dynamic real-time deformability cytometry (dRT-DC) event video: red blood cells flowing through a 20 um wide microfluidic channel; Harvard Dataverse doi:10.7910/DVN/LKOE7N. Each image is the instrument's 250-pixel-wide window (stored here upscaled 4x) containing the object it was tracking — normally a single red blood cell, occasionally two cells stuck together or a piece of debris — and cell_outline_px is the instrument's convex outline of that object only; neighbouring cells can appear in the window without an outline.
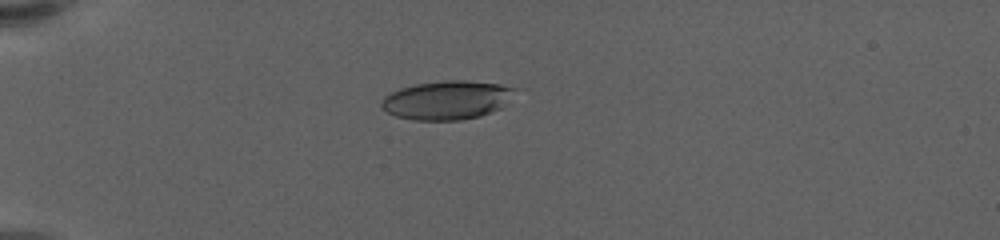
{"species": "human", "species_latin": "Homo sapiens", "temperature_condition": "warm", "stored_images_in_passage": 55, "camera_frame_rate_fps": 3000, "um_per_image_px": 0.085, "donor": {"sex": "female"}, "frame": {"image": 1, "passage_image": 11, "time_ms": 3.333, "image_size_px": [1000, 240], "cell_outline_px": [[524, 88], [500, 108], [480, 116], [460, 120], [412, 120], [396, 116], [388, 112], [380, 104], [384, 96], [400, 88], [416, 84], [448, 80], [468, 80], [500, 84]], "centroid_in_image_um": [38.08, 8.49], "position_along_channel_um": 46.9, "area_um2": 30.46}}
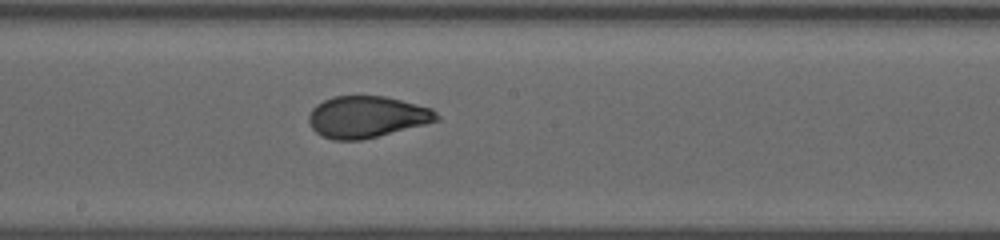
{"frame": {"image": 2, "passage_image": 29, "time_ms": 9.333, "image_size_px": [1000, 240], "cell_outline_px": [[440, 120], [360, 140], [332, 140], [316, 132], [312, 128], [308, 120], [308, 116], [312, 108], [316, 104], [332, 96], [384, 96], [432, 108], [440, 116]], "centroid_in_image_um": [31.16, 9.92], "position_along_channel_um": 217.0, "area_um2": 30.75}}
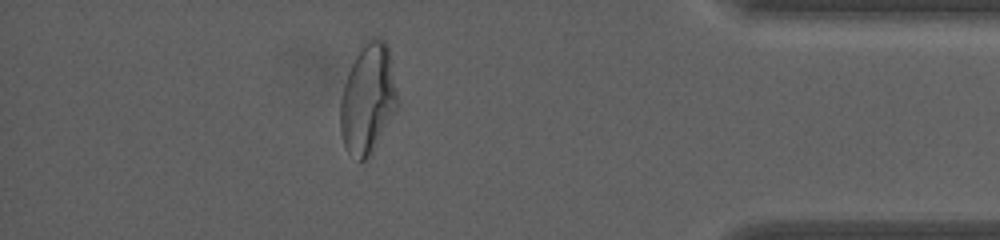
{"frame": {"image": 3, "passage_image": 48, "time_ms": 15.667, "image_size_px": [1000, 240], "cell_outline_px": [[400, 104], [372, 156], [368, 160], [360, 164], [348, 152], [344, 144], [340, 132], [340, 104], [344, 84], [348, 72], [360, 44], [364, 40], [372, 36], [380, 36], [388, 44]], "centroid_in_image_um": [31.3, 8.42], "position_along_channel_um": 403.9, "area_um2": 37.97}, "authors_computed_cell_mechanics": {"area_um2": 31.3276, "velocity_mm_per_s": 3.4349, "shape_relaxation_time_tau1_ms": 5.3926, "shape_relaxation_time_tau2_ms": 1.0432, "deformation_change_tau1": 0.1983, "deformation_change_tau2": 0.0545}}